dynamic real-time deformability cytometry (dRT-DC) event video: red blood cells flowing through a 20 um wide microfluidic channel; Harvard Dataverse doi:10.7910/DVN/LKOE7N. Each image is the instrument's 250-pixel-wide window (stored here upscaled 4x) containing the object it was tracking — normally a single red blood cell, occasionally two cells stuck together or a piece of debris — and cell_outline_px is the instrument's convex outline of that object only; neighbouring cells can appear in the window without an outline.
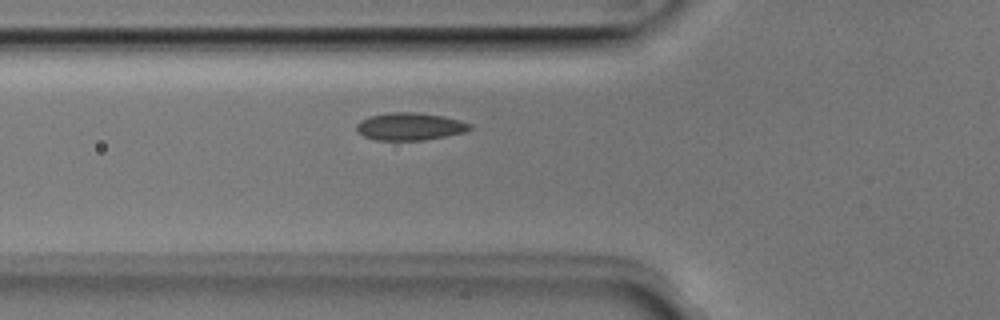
{"species": "Egyptian fruit bat (a non-hibernating species)", "species_latin": "Rousettus aegyptiacus", "temperature_condition": "room temperature", "stored_images_in_passage": 33, "camera_frame_rate_fps": 3000, "um_per_image_px": 0.085, "animal": {"sex": "male"}, "frame": {"image": 1, "passage_image": 6, "time_ms": 1.667, "image_size_px": [1000, 320], "cell_outline_px": [[472, 128], [464, 132], [424, 140], [376, 140], [364, 136], [356, 128], [356, 124], [360, 120], [368, 116], [392, 112], [416, 112], [444, 116], [460, 120], [472, 124]], "centroid_in_image_um": [34.84, 10.74], "position_along_channel_um": 91.0, "area_um2": 18.15}}
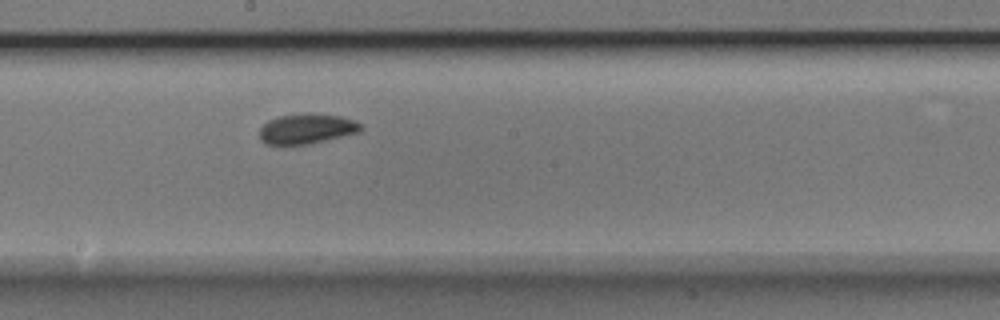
{"frame": {"image": 2, "passage_image": 16, "time_ms": 5.0, "image_size_px": [1000, 320], "cell_outline_px": [[364, 128], [360, 132], [308, 144], [264, 144], [260, 140], [260, 128], [268, 120], [280, 116], [340, 116], [352, 120], [360, 124]], "centroid_in_image_um": [26.05, 11.0], "position_along_channel_um": 222.1, "area_um2": 16.88}}
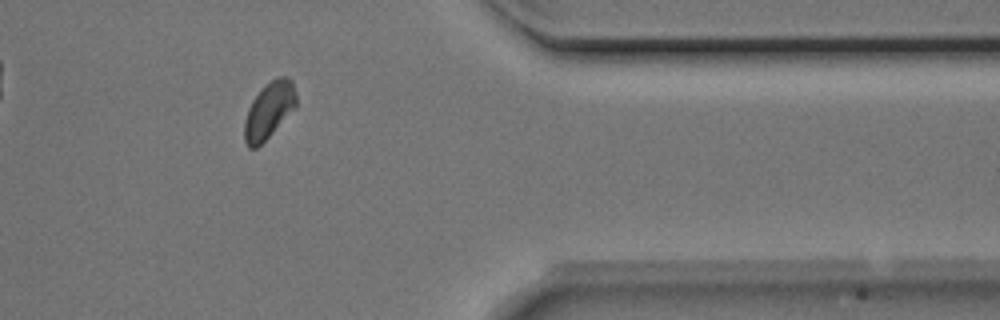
{"frame": {"image": 3, "passage_image": 30, "time_ms": 9.667, "image_size_px": [1000, 320], "cell_outline_px": [[296, 108], [256, 148], [248, 148], [244, 140], [244, 120], [248, 108], [252, 100], [276, 76], [288, 76], [292, 80], [296, 96]], "centroid_in_image_um": [22.87, 9.38], "position_along_channel_um": 388.5, "area_um2": 16.76}, "authors_computed_cell_mechanics": {"area_um2": 17.5134, "velocity_mm_per_s": 3.9346, "shape_relaxation_time_tau1_ms": null, "shape_relaxation_time_tau2_ms": 3.2314, "deformation_change_tau1": null, "deformation_change_tau2": 0.0462}}